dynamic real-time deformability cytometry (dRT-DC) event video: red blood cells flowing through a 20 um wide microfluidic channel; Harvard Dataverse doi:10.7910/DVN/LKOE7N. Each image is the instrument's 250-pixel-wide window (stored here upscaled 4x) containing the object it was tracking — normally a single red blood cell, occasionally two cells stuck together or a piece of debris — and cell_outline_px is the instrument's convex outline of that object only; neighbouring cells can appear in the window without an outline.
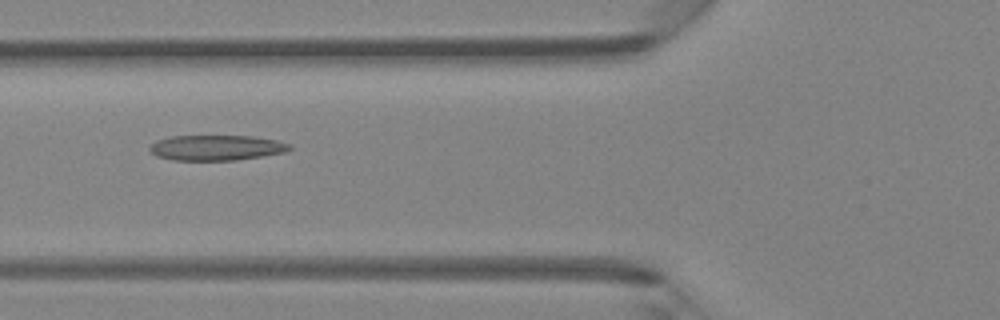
{"species": "Egyptian fruit bat (a non-hibernating species)", "species_latin": "Rousettus aegyptiacus", "temperature_condition": "room temperature", "stored_images_in_passage": 47, "camera_frame_rate_fps": 3000, "um_per_image_px": 0.085, "animal": {"sex": "female"}, "frame": {"image": 1, "passage_image": 18, "time_ms": 5.667, "image_size_px": [1000, 320], "cell_outline_px": [[292, 148], [284, 152], [236, 160], [172, 160], [156, 156], [148, 148], [156, 140], [172, 136], [252, 136], [276, 140], [292, 144]], "centroid_in_image_um": [18.38, 12.55], "position_along_channel_um": 107.4, "area_um2": 20.58}}
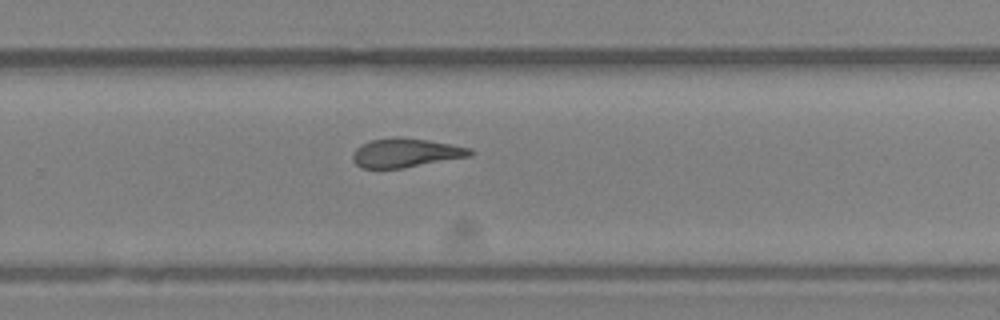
{"frame": {"image": 2, "passage_image": 31, "time_ms": 10.0, "image_size_px": [1000, 320], "cell_outline_px": [[476, 152], [472, 156], [404, 168], [360, 168], [352, 160], [352, 152], [360, 144], [368, 140], [396, 136], [428, 140], [452, 144], [472, 148]], "centroid_in_image_um": [34.49, 12.98], "position_along_channel_um": 295.3, "area_um2": 20.29}}
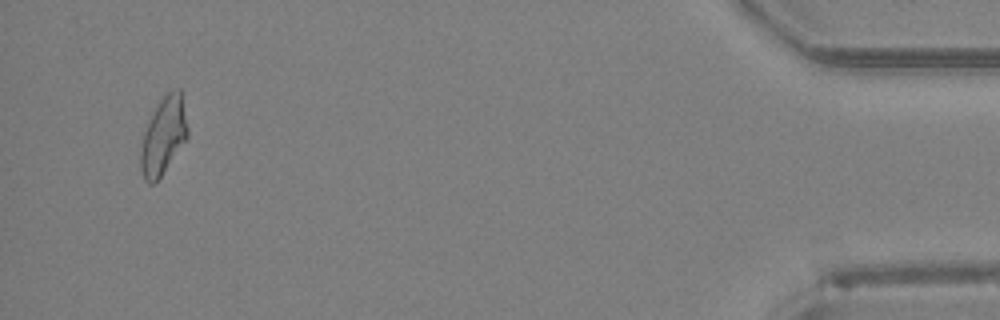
{"frame": {"image": 3, "passage_image": 45, "time_ms": 14.667, "image_size_px": [1000, 320], "cell_outline_px": [[188, 136], [160, 176], [152, 184], [148, 184], [144, 180], [140, 168], [140, 152], [144, 132], [160, 100], [172, 88], [180, 88], [188, 128]], "centroid_in_image_um": [13.89, 11.54], "position_along_channel_um": 421.3, "area_um2": 20.58}, "authors_computed_cell_mechanics": {"area_um2": 20.808, "velocity_mm_per_s": 4.3566, "shape_relaxation_time_tau1_ms": null, "shape_relaxation_time_tau2_ms": 2.647, "deformation_change_tau1": null, "deformation_change_tau2": 0.1233}}